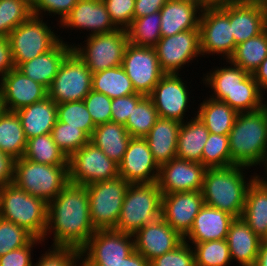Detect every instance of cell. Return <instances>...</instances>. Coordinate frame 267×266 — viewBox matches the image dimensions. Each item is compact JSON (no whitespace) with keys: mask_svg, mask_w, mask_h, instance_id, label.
Instances as JSON below:
<instances>
[{"mask_svg":"<svg viewBox=\"0 0 267 266\" xmlns=\"http://www.w3.org/2000/svg\"><path fill=\"white\" fill-rule=\"evenodd\" d=\"M95 231L90 219L86 186L69 182L48 202L47 227L42 239L44 245L52 236L51 247L74 248L80 251Z\"/></svg>","mask_w":267,"mask_h":266,"instance_id":"cell-1","label":"cell"},{"mask_svg":"<svg viewBox=\"0 0 267 266\" xmlns=\"http://www.w3.org/2000/svg\"><path fill=\"white\" fill-rule=\"evenodd\" d=\"M250 169L242 165L207 168L202 188L205 205L241 218L247 189L259 175L255 171L249 175Z\"/></svg>","mask_w":267,"mask_h":266,"instance_id":"cell-2","label":"cell"},{"mask_svg":"<svg viewBox=\"0 0 267 266\" xmlns=\"http://www.w3.org/2000/svg\"><path fill=\"white\" fill-rule=\"evenodd\" d=\"M230 157L236 165L263 166L267 174V108L238 113L229 132Z\"/></svg>","mask_w":267,"mask_h":266,"instance_id":"cell-3","label":"cell"},{"mask_svg":"<svg viewBox=\"0 0 267 266\" xmlns=\"http://www.w3.org/2000/svg\"><path fill=\"white\" fill-rule=\"evenodd\" d=\"M163 194L157 181L132 183L126 190L115 230L134 235L162 216Z\"/></svg>","mask_w":267,"mask_h":266,"instance_id":"cell-4","label":"cell"},{"mask_svg":"<svg viewBox=\"0 0 267 266\" xmlns=\"http://www.w3.org/2000/svg\"><path fill=\"white\" fill-rule=\"evenodd\" d=\"M48 203L30 195L14 183L0 187V217L24 227L43 239L47 227Z\"/></svg>","mask_w":267,"mask_h":266,"instance_id":"cell-5","label":"cell"},{"mask_svg":"<svg viewBox=\"0 0 267 266\" xmlns=\"http://www.w3.org/2000/svg\"><path fill=\"white\" fill-rule=\"evenodd\" d=\"M48 21L50 20L45 21L44 17L32 14L10 32L8 39L16 68L24 62L52 50L61 40L65 39L60 37L61 33L57 34L60 28L50 26Z\"/></svg>","mask_w":267,"mask_h":266,"instance_id":"cell-6","label":"cell"},{"mask_svg":"<svg viewBox=\"0 0 267 266\" xmlns=\"http://www.w3.org/2000/svg\"><path fill=\"white\" fill-rule=\"evenodd\" d=\"M13 183L48 203L69 183L68 165L35 163L21 157L15 160Z\"/></svg>","mask_w":267,"mask_h":266,"instance_id":"cell-7","label":"cell"},{"mask_svg":"<svg viewBox=\"0 0 267 266\" xmlns=\"http://www.w3.org/2000/svg\"><path fill=\"white\" fill-rule=\"evenodd\" d=\"M85 38L82 43H70L92 73L122 65L124 52L129 43L127 31L117 29L111 33L96 34ZM86 42V43H85Z\"/></svg>","mask_w":267,"mask_h":266,"instance_id":"cell-8","label":"cell"},{"mask_svg":"<svg viewBox=\"0 0 267 266\" xmlns=\"http://www.w3.org/2000/svg\"><path fill=\"white\" fill-rule=\"evenodd\" d=\"M129 185L130 183L120 176L86 185L90 219L95 230L115 228Z\"/></svg>","mask_w":267,"mask_h":266,"instance_id":"cell-9","label":"cell"},{"mask_svg":"<svg viewBox=\"0 0 267 266\" xmlns=\"http://www.w3.org/2000/svg\"><path fill=\"white\" fill-rule=\"evenodd\" d=\"M135 250L134 236L115 229H100L80 250L81 266H118Z\"/></svg>","mask_w":267,"mask_h":266,"instance_id":"cell-10","label":"cell"},{"mask_svg":"<svg viewBox=\"0 0 267 266\" xmlns=\"http://www.w3.org/2000/svg\"><path fill=\"white\" fill-rule=\"evenodd\" d=\"M92 76L90 69L72 50L48 88V97L56 104L82 101L92 90Z\"/></svg>","mask_w":267,"mask_h":266,"instance_id":"cell-11","label":"cell"},{"mask_svg":"<svg viewBox=\"0 0 267 266\" xmlns=\"http://www.w3.org/2000/svg\"><path fill=\"white\" fill-rule=\"evenodd\" d=\"M68 172L69 182L84 186L119 176L118 164L90 141L68 158Z\"/></svg>","mask_w":267,"mask_h":266,"instance_id":"cell-12","label":"cell"},{"mask_svg":"<svg viewBox=\"0 0 267 266\" xmlns=\"http://www.w3.org/2000/svg\"><path fill=\"white\" fill-rule=\"evenodd\" d=\"M199 39L203 58L216 54L221 55L220 60H229L237 46L229 17L220 8H202Z\"/></svg>","mask_w":267,"mask_h":266,"instance_id":"cell-13","label":"cell"},{"mask_svg":"<svg viewBox=\"0 0 267 266\" xmlns=\"http://www.w3.org/2000/svg\"><path fill=\"white\" fill-rule=\"evenodd\" d=\"M183 78L181 74H165L149 95L159 118L177 120L181 123L188 120L190 115L186 112H190L187 109H191L196 100L190 95L192 87L189 88L187 80ZM190 98H193V101Z\"/></svg>","mask_w":267,"mask_h":266,"instance_id":"cell-14","label":"cell"},{"mask_svg":"<svg viewBox=\"0 0 267 266\" xmlns=\"http://www.w3.org/2000/svg\"><path fill=\"white\" fill-rule=\"evenodd\" d=\"M160 68L165 74H182L185 65L189 67L201 55L199 29L161 37L154 47ZM184 67V68H183Z\"/></svg>","mask_w":267,"mask_h":266,"instance_id":"cell-15","label":"cell"},{"mask_svg":"<svg viewBox=\"0 0 267 266\" xmlns=\"http://www.w3.org/2000/svg\"><path fill=\"white\" fill-rule=\"evenodd\" d=\"M123 69L137 93L149 96L165 75L160 68L155 48L128 43L122 60Z\"/></svg>","mask_w":267,"mask_h":266,"instance_id":"cell-16","label":"cell"},{"mask_svg":"<svg viewBox=\"0 0 267 266\" xmlns=\"http://www.w3.org/2000/svg\"><path fill=\"white\" fill-rule=\"evenodd\" d=\"M64 31L84 33L86 37L96 34L111 33L118 28L112 22L106 6L102 0H79L70 13L58 24ZM84 31V32H83ZM89 32V33H87Z\"/></svg>","mask_w":267,"mask_h":266,"instance_id":"cell-17","label":"cell"},{"mask_svg":"<svg viewBox=\"0 0 267 266\" xmlns=\"http://www.w3.org/2000/svg\"><path fill=\"white\" fill-rule=\"evenodd\" d=\"M206 170L201 163L175 158L160 166L157 183L163 195L202 191Z\"/></svg>","mask_w":267,"mask_h":266,"instance_id":"cell-18","label":"cell"},{"mask_svg":"<svg viewBox=\"0 0 267 266\" xmlns=\"http://www.w3.org/2000/svg\"><path fill=\"white\" fill-rule=\"evenodd\" d=\"M159 168L146 139L131 137L118 165L119 176L130 184L152 183L158 180Z\"/></svg>","mask_w":267,"mask_h":266,"instance_id":"cell-19","label":"cell"},{"mask_svg":"<svg viewBox=\"0 0 267 266\" xmlns=\"http://www.w3.org/2000/svg\"><path fill=\"white\" fill-rule=\"evenodd\" d=\"M48 97V90L14 67L0 80V98L4 110L17 111Z\"/></svg>","mask_w":267,"mask_h":266,"instance_id":"cell-20","label":"cell"},{"mask_svg":"<svg viewBox=\"0 0 267 266\" xmlns=\"http://www.w3.org/2000/svg\"><path fill=\"white\" fill-rule=\"evenodd\" d=\"M204 204L202 191L164 194L161 217L184 238Z\"/></svg>","mask_w":267,"mask_h":266,"instance_id":"cell-21","label":"cell"},{"mask_svg":"<svg viewBox=\"0 0 267 266\" xmlns=\"http://www.w3.org/2000/svg\"><path fill=\"white\" fill-rule=\"evenodd\" d=\"M133 236L135 250L149 262L175 249L184 241L162 217L146 224Z\"/></svg>","mask_w":267,"mask_h":266,"instance_id":"cell-22","label":"cell"},{"mask_svg":"<svg viewBox=\"0 0 267 266\" xmlns=\"http://www.w3.org/2000/svg\"><path fill=\"white\" fill-rule=\"evenodd\" d=\"M219 8L229 17L236 45L267 28V7L263 5L239 2Z\"/></svg>","mask_w":267,"mask_h":266,"instance_id":"cell-23","label":"cell"},{"mask_svg":"<svg viewBox=\"0 0 267 266\" xmlns=\"http://www.w3.org/2000/svg\"><path fill=\"white\" fill-rule=\"evenodd\" d=\"M202 8L197 0H168L159 11L162 37L199 29Z\"/></svg>","mask_w":267,"mask_h":266,"instance_id":"cell-24","label":"cell"},{"mask_svg":"<svg viewBox=\"0 0 267 266\" xmlns=\"http://www.w3.org/2000/svg\"><path fill=\"white\" fill-rule=\"evenodd\" d=\"M234 219V216L225 211L204 204L196 215L191 230L184 237V241L186 243H202L226 239Z\"/></svg>","mask_w":267,"mask_h":266,"instance_id":"cell-25","label":"cell"},{"mask_svg":"<svg viewBox=\"0 0 267 266\" xmlns=\"http://www.w3.org/2000/svg\"><path fill=\"white\" fill-rule=\"evenodd\" d=\"M226 241L230 257L239 266H254L262 240L242 218H235L229 227Z\"/></svg>","mask_w":267,"mask_h":266,"instance_id":"cell-26","label":"cell"},{"mask_svg":"<svg viewBox=\"0 0 267 266\" xmlns=\"http://www.w3.org/2000/svg\"><path fill=\"white\" fill-rule=\"evenodd\" d=\"M224 62H226L227 66H216L211 68L212 70L209 69V72L203 73L204 77L202 76L201 78L203 82L200 83L205 84V87H209V90L212 89L209 91V93H212L209 97L223 101L234 109V91L249 73L228 60Z\"/></svg>","mask_w":267,"mask_h":266,"instance_id":"cell-27","label":"cell"},{"mask_svg":"<svg viewBox=\"0 0 267 266\" xmlns=\"http://www.w3.org/2000/svg\"><path fill=\"white\" fill-rule=\"evenodd\" d=\"M241 218L261 240L267 239V174L259 173L249 185Z\"/></svg>","mask_w":267,"mask_h":266,"instance_id":"cell-28","label":"cell"},{"mask_svg":"<svg viewBox=\"0 0 267 266\" xmlns=\"http://www.w3.org/2000/svg\"><path fill=\"white\" fill-rule=\"evenodd\" d=\"M70 43L61 40L52 50L22 63L18 69L48 90L63 60L72 51Z\"/></svg>","mask_w":267,"mask_h":266,"instance_id":"cell-29","label":"cell"},{"mask_svg":"<svg viewBox=\"0 0 267 266\" xmlns=\"http://www.w3.org/2000/svg\"><path fill=\"white\" fill-rule=\"evenodd\" d=\"M15 112L20 119L26 139L50 134L58 120L57 104L49 97Z\"/></svg>","mask_w":267,"mask_h":266,"instance_id":"cell-30","label":"cell"},{"mask_svg":"<svg viewBox=\"0 0 267 266\" xmlns=\"http://www.w3.org/2000/svg\"><path fill=\"white\" fill-rule=\"evenodd\" d=\"M180 125L177 120L158 118L144 137L159 167L176 158Z\"/></svg>","mask_w":267,"mask_h":266,"instance_id":"cell-31","label":"cell"},{"mask_svg":"<svg viewBox=\"0 0 267 266\" xmlns=\"http://www.w3.org/2000/svg\"><path fill=\"white\" fill-rule=\"evenodd\" d=\"M192 109L194 116L180 125L176 158L202 164V152L210 132Z\"/></svg>","mask_w":267,"mask_h":266,"instance_id":"cell-32","label":"cell"},{"mask_svg":"<svg viewBox=\"0 0 267 266\" xmlns=\"http://www.w3.org/2000/svg\"><path fill=\"white\" fill-rule=\"evenodd\" d=\"M130 139L131 136L124 125L110 121L95 127L90 142L119 165Z\"/></svg>","mask_w":267,"mask_h":266,"instance_id":"cell-33","label":"cell"},{"mask_svg":"<svg viewBox=\"0 0 267 266\" xmlns=\"http://www.w3.org/2000/svg\"><path fill=\"white\" fill-rule=\"evenodd\" d=\"M196 116L213 134L229 135L238 112L227 103L215 100L209 96L197 104Z\"/></svg>","mask_w":267,"mask_h":266,"instance_id":"cell-34","label":"cell"},{"mask_svg":"<svg viewBox=\"0 0 267 266\" xmlns=\"http://www.w3.org/2000/svg\"><path fill=\"white\" fill-rule=\"evenodd\" d=\"M27 139L15 111L0 114V151L17 160L24 156Z\"/></svg>","mask_w":267,"mask_h":266,"instance_id":"cell-35","label":"cell"},{"mask_svg":"<svg viewBox=\"0 0 267 266\" xmlns=\"http://www.w3.org/2000/svg\"><path fill=\"white\" fill-rule=\"evenodd\" d=\"M92 90L111 99L137 93L122 66L93 73Z\"/></svg>","mask_w":267,"mask_h":266,"instance_id":"cell-36","label":"cell"},{"mask_svg":"<svg viewBox=\"0 0 267 266\" xmlns=\"http://www.w3.org/2000/svg\"><path fill=\"white\" fill-rule=\"evenodd\" d=\"M266 57L267 28L257 36L239 43L228 61L253 74Z\"/></svg>","mask_w":267,"mask_h":266,"instance_id":"cell-37","label":"cell"},{"mask_svg":"<svg viewBox=\"0 0 267 266\" xmlns=\"http://www.w3.org/2000/svg\"><path fill=\"white\" fill-rule=\"evenodd\" d=\"M23 157L35 163L68 165V157L54 142L51 133L27 139Z\"/></svg>","mask_w":267,"mask_h":266,"instance_id":"cell-38","label":"cell"},{"mask_svg":"<svg viewBox=\"0 0 267 266\" xmlns=\"http://www.w3.org/2000/svg\"><path fill=\"white\" fill-rule=\"evenodd\" d=\"M160 12L133 19L126 29L129 42L136 46L154 48L162 37Z\"/></svg>","mask_w":267,"mask_h":266,"instance_id":"cell-39","label":"cell"},{"mask_svg":"<svg viewBox=\"0 0 267 266\" xmlns=\"http://www.w3.org/2000/svg\"><path fill=\"white\" fill-rule=\"evenodd\" d=\"M158 118L152 99L150 96H144L137 103L124 126L131 137L144 138Z\"/></svg>","mask_w":267,"mask_h":266,"instance_id":"cell-40","label":"cell"},{"mask_svg":"<svg viewBox=\"0 0 267 266\" xmlns=\"http://www.w3.org/2000/svg\"><path fill=\"white\" fill-rule=\"evenodd\" d=\"M194 251L195 266H230L232 260L226 239L188 243Z\"/></svg>","mask_w":267,"mask_h":266,"instance_id":"cell-41","label":"cell"},{"mask_svg":"<svg viewBox=\"0 0 267 266\" xmlns=\"http://www.w3.org/2000/svg\"><path fill=\"white\" fill-rule=\"evenodd\" d=\"M32 14L31 0H0V37H8Z\"/></svg>","mask_w":267,"mask_h":266,"instance_id":"cell-42","label":"cell"},{"mask_svg":"<svg viewBox=\"0 0 267 266\" xmlns=\"http://www.w3.org/2000/svg\"><path fill=\"white\" fill-rule=\"evenodd\" d=\"M266 98L253 75L249 74L234 91V110L238 113L260 110L265 106Z\"/></svg>","mask_w":267,"mask_h":266,"instance_id":"cell-43","label":"cell"},{"mask_svg":"<svg viewBox=\"0 0 267 266\" xmlns=\"http://www.w3.org/2000/svg\"><path fill=\"white\" fill-rule=\"evenodd\" d=\"M206 168H225L236 165L230 157L229 136L209 133L202 152Z\"/></svg>","mask_w":267,"mask_h":266,"instance_id":"cell-44","label":"cell"},{"mask_svg":"<svg viewBox=\"0 0 267 266\" xmlns=\"http://www.w3.org/2000/svg\"><path fill=\"white\" fill-rule=\"evenodd\" d=\"M57 118L67 126L78 127L89 138L96 127L83 100L57 104Z\"/></svg>","mask_w":267,"mask_h":266,"instance_id":"cell-45","label":"cell"},{"mask_svg":"<svg viewBox=\"0 0 267 266\" xmlns=\"http://www.w3.org/2000/svg\"><path fill=\"white\" fill-rule=\"evenodd\" d=\"M51 134L54 142L68 158L90 141V138L78 127L67 126V123L58 120Z\"/></svg>","mask_w":267,"mask_h":266,"instance_id":"cell-46","label":"cell"},{"mask_svg":"<svg viewBox=\"0 0 267 266\" xmlns=\"http://www.w3.org/2000/svg\"><path fill=\"white\" fill-rule=\"evenodd\" d=\"M33 238L24 227L0 217V256L26 246Z\"/></svg>","mask_w":267,"mask_h":266,"instance_id":"cell-47","label":"cell"},{"mask_svg":"<svg viewBox=\"0 0 267 266\" xmlns=\"http://www.w3.org/2000/svg\"><path fill=\"white\" fill-rule=\"evenodd\" d=\"M33 266H81V253L74 248L47 247Z\"/></svg>","mask_w":267,"mask_h":266,"instance_id":"cell-48","label":"cell"},{"mask_svg":"<svg viewBox=\"0 0 267 266\" xmlns=\"http://www.w3.org/2000/svg\"><path fill=\"white\" fill-rule=\"evenodd\" d=\"M79 0H31L32 13L41 17H56L57 26L70 13ZM53 15V16H52ZM57 15V16H56Z\"/></svg>","mask_w":267,"mask_h":266,"instance_id":"cell-49","label":"cell"},{"mask_svg":"<svg viewBox=\"0 0 267 266\" xmlns=\"http://www.w3.org/2000/svg\"><path fill=\"white\" fill-rule=\"evenodd\" d=\"M83 101L95 126L111 121L112 99L110 97L91 90Z\"/></svg>","mask_w":267,"mask_h":266,"instance_id":"cell-50","label":"cell"},{"mask_svg":"<svg viewBox=\"0 0 267 266\" xmlns=\"http://www.w3.org/2000/svg\"><path fill=\"white\" fill-rule=\"evenodd\" d=\"M150 266H195L192 245L183 241L175 249L151 260Z\"/></svg>","mask_w":267,"mask_h":266,"instance_id":"cell-51","label":"cell"},{"mask_svg":"<svg viewBox=\"0 0 267 266\" xmlns=\"http://www.w3.org/2000/svg\"><path fill=\"white\" fill-rule=\"evenodd\" d=\"M114 25L127 29L134 19L135 0H102Z\"/></svg>","mask_w":267,"mask_h":266,"instance_id":"cell-52","label":"cell"},{"mask_svg":"<svg viewBox=\"0 0 267 266\" xmlns=\"http://www.w3.org/2000/svg\"><path fill=\"white\" fill-rule=\"evenodd\" d=\"M42 244V239L34 237L26 246L0 256V266H33V249Z\"/></svg>","mask_w":267,"mask_h":266,"instance_id":"cell-53","label":"cell"},{"mask_svg":"<svg viewBox=\"0 0 267 266\" xmlns=\"http://www.w3.org/2000/svg\"><path fill=\"white\" fill-rule=\"evenodd\" d=\"M144 96L141 93H135L112 99L111 121L125 125L133 109Z\"/></svg>","mask_w":267,"mask_h":266,"instance_id":"cell-54","label":"cell"},{"mask_svg":"<svg viewBox=\"0 0 267 266\" xmlns=\"http://www.w3.org/2000/svg\"><path fill=\"white\" fill-rule=\"evenodd\" d=\"M8 37H0V80L14 68Z\"/></svg>","mask_w":267,"mask_h":266,"instance_id":"cell-55","label":"cell"},{"mask_svg":"<svg viewBox=\"0 0 267 266\" xmlns=\"http://www.w3.org/2000/svg\"><path fill=\"white\" fill-rule=\"evenodd\" d=\"M15 159L0 151V187L13 183Z\"/></svg>","mask_w":267,"mask_h":266,"instance_id":"cell-56","label":"cell"},{"mask_svg":"<svg viewBox=\"0 0 267 266\" xmlns=\"http://www.w3.org/2000/svg\"><path fill=\"white\" fill-rule=\"evenodd\" d=\"M168 0H135L134 19L159 12Z\"/></svg>","mask_w":267,"mask_h":266,"instance_id":"cell-57","label":"cell"},{"mask_svg":"<svg viewBox=\"0 0 267 266\" xmlns=\"http://www.w3.org/2000/svg\"><path fill=\"white\" fill-rule=\"evenodd\" d=\"M252 75L254 77V80L258 83L260 90L266 95L267 94V57L261 62V64L253 72Z\"/></svg>","mask_w":267,"mask_h":266,"instance_id":"cell-58","label":"cell"},{"mask_svg":"<svg viewBox=\"0 0 267 266\" xmlns=\"http://www.w3.org/2000/svg\"><path fill=\"white\" fill-rule=\"evenodd\" d=\"M118 266H150V262L134 250L129 256L123 258V261Z\"/></svg>","mask_w":267,"mask_h":266,"instance_id":"cell-59","label":"cell"},{"mask_svg":"<svg viewBox=\"0 0 267 266\" xmlns=\"http://www.w3.org/2000/svg\"><path fill=\"white\" fill-rule=\"evenodd\" d=\"M254 266H267V239L262 240Z\"/></svg>","mask_w":267,"mask_h":266,"instance_id":"cell-60","label":"cell"},{"mask_svg":"<svg viewBox=\"0 0 267 266\" xmlns=\"http://www.w3.org/2000/svg\"><path fill=\"white\" fill-rule=\"evenodd\" d=\"M239 2L242 0H204V8H219Z\"/></svg>","mask_w":267,"mask_h":266,"instance_id":"cell-61","label":"cell"},{"mask_svg":"<svg viewBox=\"0 0 267 266\" xmlns=\"http://www.w3.org/2000/svg\"><path fill=\"white\" fill-rule=\"evenodd\" d=\"M242 2H248L253 4H259L267 7V0H242Z\"/></svg>","mask_w":267,"mask_h":266,"instance_id":"cell-62","label":"cell"},{"mask_svg":"<svg viewBox=\"0 0 267 266\" xmlns=\"http://www.w3.org/2000/svg\"><path fill=\"white\" fill-rule=\"evenodd\" d=\"M4 110V107H3V104H2V100L0 98V114L3 112Z\"/></svg>","mask_w":267,"mask_h":266,"instance_id":"cell-63","label":"cell"},{"mask_svg":"<svg viewBox=\"0 0 267 266\" xmlns=\"http://www.w3.org/2000/svg\"><path fill=\"white\" fill-rule=\"evenodd\" d=\"M200 2L201 6L204 8V0H197Z\"/></svg>","mask_w":267,"mask_h":266,"instance_id":"cell-64","label":"cell"}]
</instances>
